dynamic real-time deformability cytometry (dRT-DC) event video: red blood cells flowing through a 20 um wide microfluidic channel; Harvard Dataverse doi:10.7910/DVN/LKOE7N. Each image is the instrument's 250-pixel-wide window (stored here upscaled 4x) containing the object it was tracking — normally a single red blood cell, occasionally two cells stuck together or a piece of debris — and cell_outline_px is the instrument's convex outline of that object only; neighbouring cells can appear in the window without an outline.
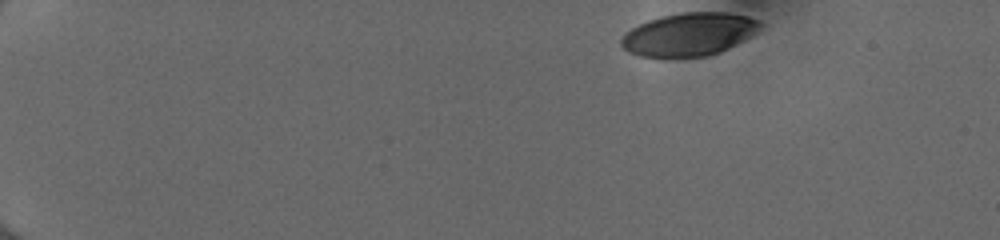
{"species": "human", "species_latin": "Homo sapiens", "temperature_condition": "cold", "stored_images_in_passage": 46, "camera_frame_rate_fps": 3000, "um_per_image_px": 0.085, "donor": {"sex": "female"}, "frame": {"image": 1, "passage_image": 1, "time_ms": 0.0, "image_size_px": [1000, 240], "cell_outline_px": [[764, 24], [756, 32], [728, 48], [720, 52], [708, 56], [640, 56], [628, 52], [620, 44], [620, 40], [632, 28], [648, 20], [660, 16], [684, 12], [728, 12], [748, 16], [760, 20]], "centroid_in_image_um": [58.59, 2.9], "position_along_channel_um": 26.4, "area_um2": 34.51}}
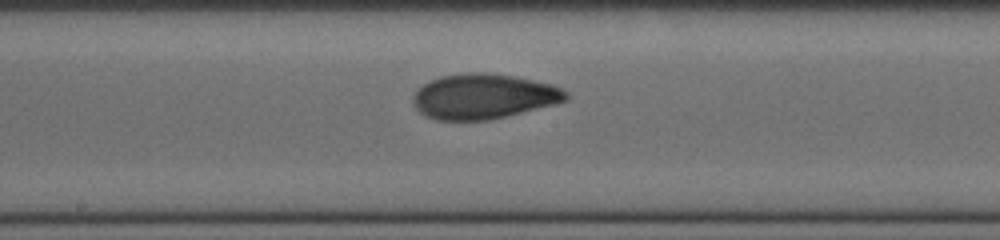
{"frame": {"image": 2, "passage_image": 24, "time_ms": 7.667, "image_size_px": [1000, 240], "cell_outline_px": [[568, 100], [488, 120], [436, 120], [424, 116], [416, 108], [412, 100], [412, 96], [424, 84], [440, 76], [472, 72], [480, 72], [512, 76], [552, 84], [568, 92]], "centroid_in_image_um": [41.07, 8.19], "position_along_channel_um": 207.1, "area_um2": 39.65}}
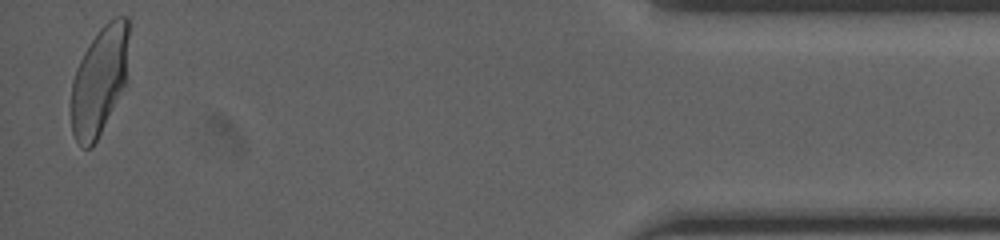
{"frame": {"image": 3, "passage_image": 45, "time_ms": 14.667, "image_size_px": [1000, 240], "cell_outline_px": [[128, 84], [92, 148], [84, 148], [76, 140], [72, 132], [68, 112], [72, 80], [76, 68], [84, 52], [100, 28], [108, 20], [116, 16], [128, 16]], "centroid_in_image_um": [8.45, 6.9], "position_along_channel_um": 426.8, "area_um2": 37.69}, "authors_computed_cell_mechanics": {"area_um2": 38.4081, "velocity_mm_per_s": 4.0182, "shape_relaxation_time_tau1_ms": 5.1535, "shape_relaxation_time_tau2_ms": 1.1148, "deformation_change_tau1": 0.1736, "deformation_change_tau2": 0.0618}}